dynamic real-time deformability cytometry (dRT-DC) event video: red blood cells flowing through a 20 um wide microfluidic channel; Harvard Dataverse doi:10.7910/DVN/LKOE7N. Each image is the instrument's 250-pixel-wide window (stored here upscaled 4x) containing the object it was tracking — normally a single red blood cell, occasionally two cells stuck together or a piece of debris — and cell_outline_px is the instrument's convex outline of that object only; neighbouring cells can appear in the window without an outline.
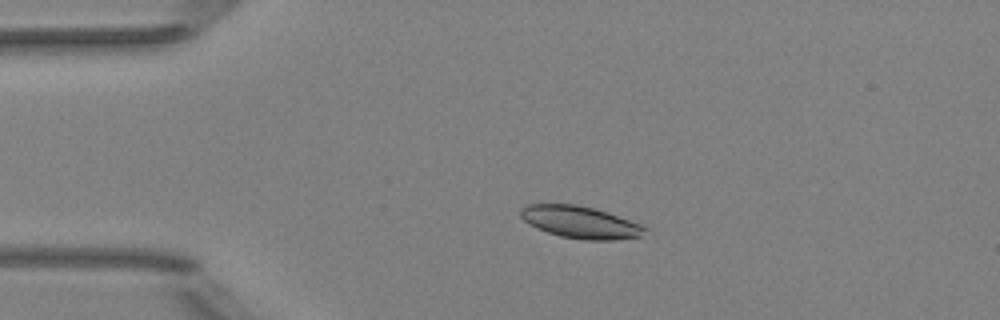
{"species": "Egyptian fruit bat (a non-hibernating species)", "species_latin": "Rousettus aegyptiacus", "temperature_condition": "room temperature", "stored_images_in_passage": 4, "camera_frame_rate_fps": 3000, "um_per_image_px": 0.085, "animal": {"sex": "female"}, "frame": {"image": 1, "passage_image": 3, "time_ms": 2.333, "image_size_px": [1000, 320], "cell_outline_px": [[652, 228], [640, 236], [616, 240], [584, 240], [560, 236], [536, 228], [528, 224], [520, 216], [520, 208], [528, 204], [576, 204], [608, 212], [644, 224]], "centroid_in_image_um": [49.39, 18.89], "position_along_channel_um": 35.6, "area_um2": 23.64}}